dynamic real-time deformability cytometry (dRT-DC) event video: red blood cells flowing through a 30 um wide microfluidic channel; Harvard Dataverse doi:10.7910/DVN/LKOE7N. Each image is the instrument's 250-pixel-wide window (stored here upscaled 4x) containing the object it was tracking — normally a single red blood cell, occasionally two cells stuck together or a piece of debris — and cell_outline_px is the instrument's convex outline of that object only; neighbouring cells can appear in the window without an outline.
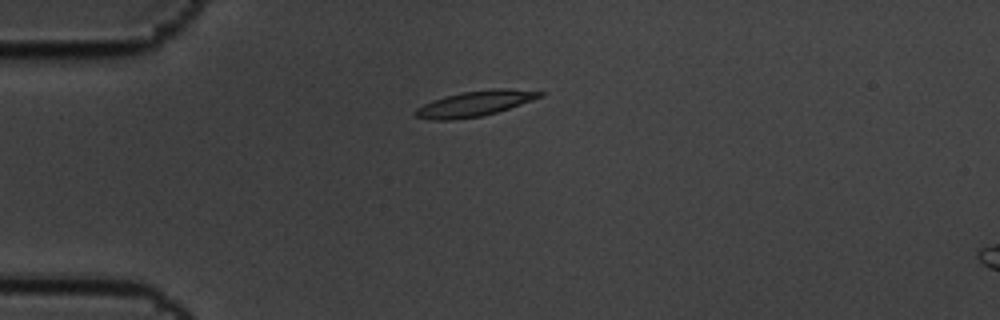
{"species": "common noctule bat (a hibernating species)", "species_latin": "Nyctalus noctula", "temperature_condition": "cold", "stored_images_in_passage": 4, "camera_frame_rate_fps": 3000, "um_per_image_px": 0.085, "animal": {"sex": "male", "body_mass_g": 19.5, "forearm_length_mm": 54.6}, "frame": {"image": 1, "passage_image": 1, "time_ms": 0.0, "image_size_px": [1000, 320], "cell_outline_px": [[544, 96], [496, 112], [480, 116], [452, 120], [432, 120], [416, 116], [412, 112], [416, 108], [432, 100], [444, 96], [460, 92], [492, 88], [508, 88], [544, 92]], "centroid_in_image_um": [40.33, 8.79], "position_along_channel_um": 44.7, "area_um2": 18.44}}
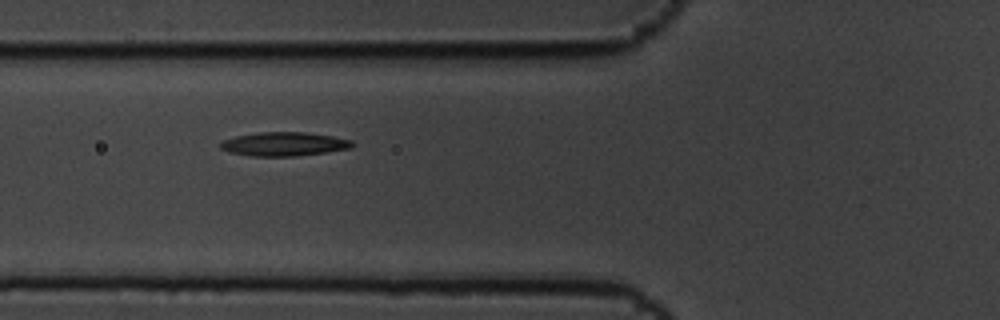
{"frame": {"image": 2, "passage_image": 3, "time_ms": 0.667, "image_size_px": [1000, 320], "cell_outline_px": [[356, 144], [352, 148], [296, 156], [252, 156], [232, 152], [220, 148], [220, 144], [224, 140], [236, 136], [260, 132], [308, 132], [332, 136], [352, 140]], "centroid_in_image_um": [24.2, 12.23], "position_along_channel_um": 101.6, "area_um2": 18.21}}
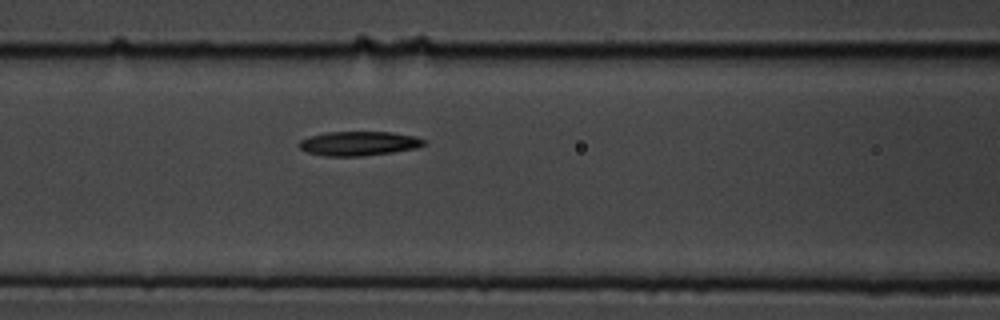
{"frame": {"image": 3, "passage_image": 4, "time_ms": 1.0, "image_size_px": [1000, 320], "cell_outline_px": [[428, 144], [416, 148], [392, 152], [364, 156], [324, 156], [308, 152], [300, 148], [296, 144], [300, 140], [324, 132], [392, 132], [416, 136], [424, 140]], "centroid_in_image_um": [30.51, 12.19], "position_along_channel_um": 136.1, "area_um2": 17.74}}